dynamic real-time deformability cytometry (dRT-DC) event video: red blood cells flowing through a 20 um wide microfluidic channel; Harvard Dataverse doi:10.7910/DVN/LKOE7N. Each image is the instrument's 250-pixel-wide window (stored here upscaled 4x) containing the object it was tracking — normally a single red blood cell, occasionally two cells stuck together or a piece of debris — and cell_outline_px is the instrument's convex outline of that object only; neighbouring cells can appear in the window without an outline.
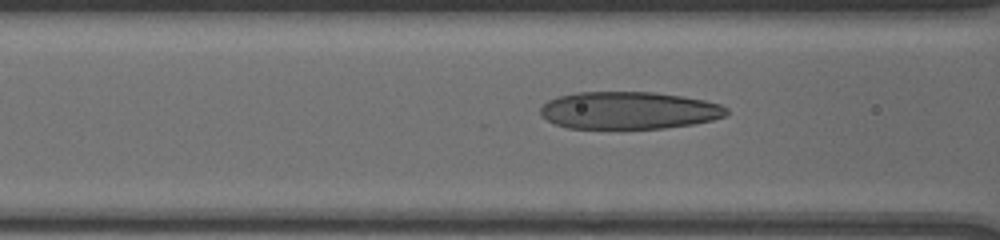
{"species": "human", "species_latin": "Homo sapiens", "temperature_condition": "cold", "stored_images_in_passage": 33, "camera_frame_rate_fps": 3000, "um_per_image_px": 0.085, "donor": {"sex": "male"}, "frame": {"image": 1, "passage_image": 29, "time_ms": 6.667, "image_size_px": [1000, 240], "cell_outline_px": [[728, 112], [724, 116], [712, 120], [692, 124], [664, 128], [568, 128], [556, 124], [540, 116], [540, 108], [548, 100], [560, 96], [576, 92], [656, 92], [704, 100], [720, 104], [728, 108]], "centroid_in_image_um": [53.44, 9.38], "position_along_channel_um": 113.2, "area_um2": 40.46}}